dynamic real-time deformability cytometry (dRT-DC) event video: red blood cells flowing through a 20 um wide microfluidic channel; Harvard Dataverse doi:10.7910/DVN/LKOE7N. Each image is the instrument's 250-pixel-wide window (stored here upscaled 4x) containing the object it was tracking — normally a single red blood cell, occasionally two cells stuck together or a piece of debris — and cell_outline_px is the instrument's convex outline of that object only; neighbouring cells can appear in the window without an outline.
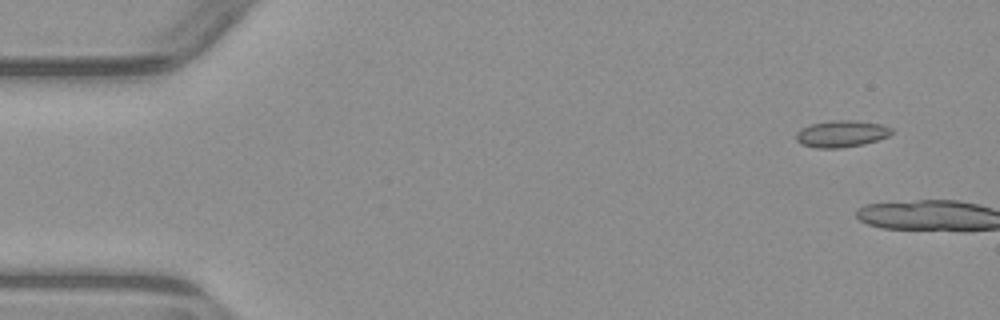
{"species": "common noctule bat (a hibernating species)", "species_latin": "Nyctalus noctula", "temperature_condition": "warm", "stored_images_in_passage": 2, "camera_frame_rate_fps": 3000, "um_per_image_px": 0.085, "animal": {"sex": "male", "body_mass_g": 23.1, "forearm_length_mm": 52.7}, "frame": {"image": 1, "passage_image": 1, "time_ms": 0.0, "image_size_px": [1000, 320], "cell_outline_px": [[892, 132], [888, 136], [864, 144], [840, 148], [816, 148], [800, 144], [796, 140], [796, 132], [800, 128], [808, 124], [832, 120], [856, 120], [880, 124], [892, 128]], "centroid_in_image_um": [71.47, 11.36], "position_along_channel_um": 13.5, "area_um2": 15.03}}